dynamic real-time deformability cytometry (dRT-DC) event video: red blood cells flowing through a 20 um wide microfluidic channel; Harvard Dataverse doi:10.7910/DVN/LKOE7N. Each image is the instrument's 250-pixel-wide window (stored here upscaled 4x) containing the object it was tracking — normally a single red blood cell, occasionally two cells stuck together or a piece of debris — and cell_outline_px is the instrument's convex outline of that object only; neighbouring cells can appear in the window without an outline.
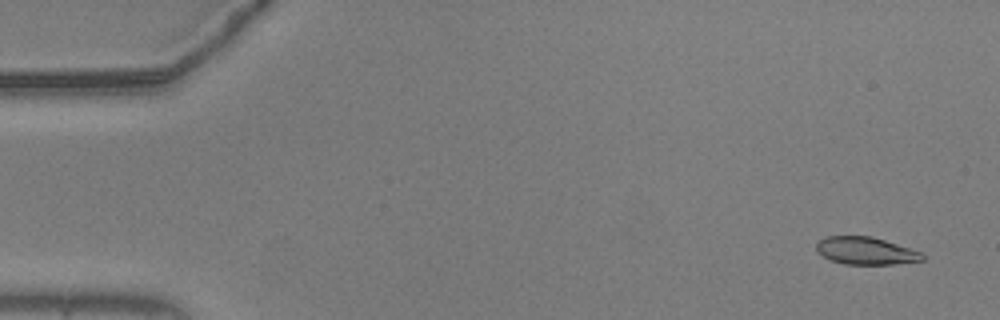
{"species": "common noctule bat (a hibernating species)", "species_latin": "Nyctalus noctula", "temperature_condition": "warm", "stored_images_in_passage": 56, "camera_frame_rate_fps": 3000, "um_per_image_px": 0.085, "animal": {"sex": "male", "body_mass_g": 20.5, "forearm_length_mm": 52.5}, "frame": {"image": 1, "passage_image": 3, "time_ms": 0.667, "image_size_px": [1000, 320], "cell_outline_px": [[924, 260], [892, 264], [844, 264], [832, 260], [816, 252], [816, 244], [824, 236], [872, 236], [924, 252]], "centroid_in_image_um": [73.61, 21.31], "position_along_channel_um": 11.4, "area_um2": 17.05}}
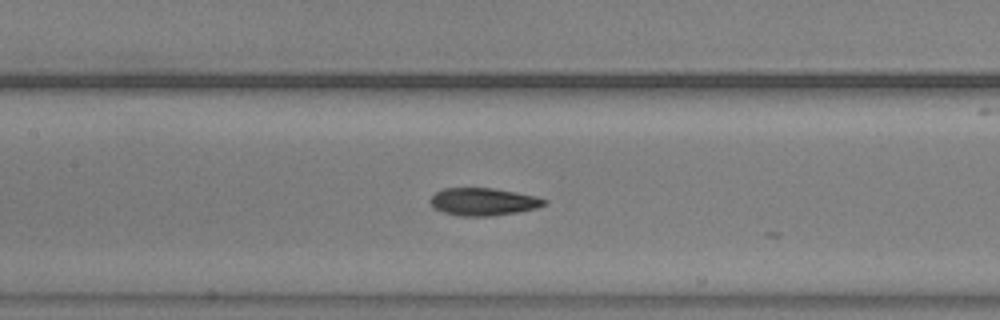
{"frame": {"image": 2, "passage_image": 26, "time_ms": 8.333, "image_size_px": [1000, 320], "cell_outline_px": [[548, 204], [536, 208], [516, 212], [492, 216], [460, 216], [444, 212], [432, 208], [428, 200], [436, 192], [444, 188], [492, 188], [516, 192], [536, 196], [548, 200]], "centroid_in_image_um": [41.07, 17.15], "position_along_channel_um": 166.3, "area_um2": 18.44}}
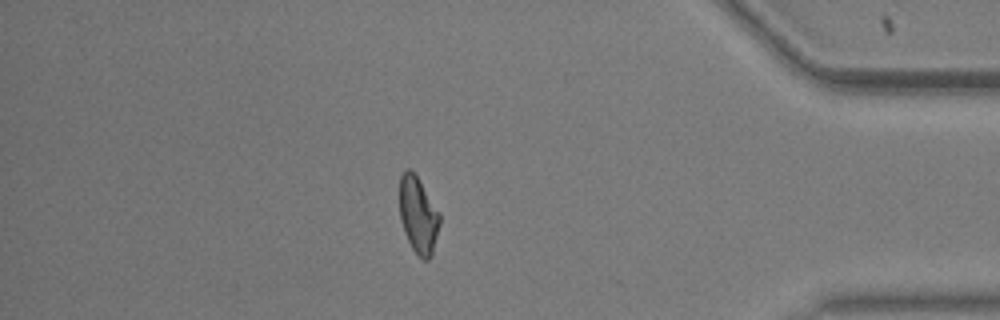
{"frame": {"image": 3, "passage_image": 48, "time_ms": 15.667, "image_size_px": [1000, 320], "cell_outline_px": [[440, 224], [432, 256], [428, 260], [424, 260], [412, 248], [404, 232], [400, 220], [400, 176], [404, 168], [408, 168], [416, 176], [440, 212]], "centroid_in_image_um": [35.55, 18.29], "position_along_channel_um": 399.6, "area_um2": 17.86}, "authors_computed_cell_mechanics": {"area_um2": 18.0914, "velocity_mm_per_s": 3.6728, "shape_relaxation_time_tau1_ms": 3.4805, "shape_relaxation_time_tau2_ms": 1.7637, "deformation_change_tau1": 0.1528, "deformation_change_tau2": 0.0711}}